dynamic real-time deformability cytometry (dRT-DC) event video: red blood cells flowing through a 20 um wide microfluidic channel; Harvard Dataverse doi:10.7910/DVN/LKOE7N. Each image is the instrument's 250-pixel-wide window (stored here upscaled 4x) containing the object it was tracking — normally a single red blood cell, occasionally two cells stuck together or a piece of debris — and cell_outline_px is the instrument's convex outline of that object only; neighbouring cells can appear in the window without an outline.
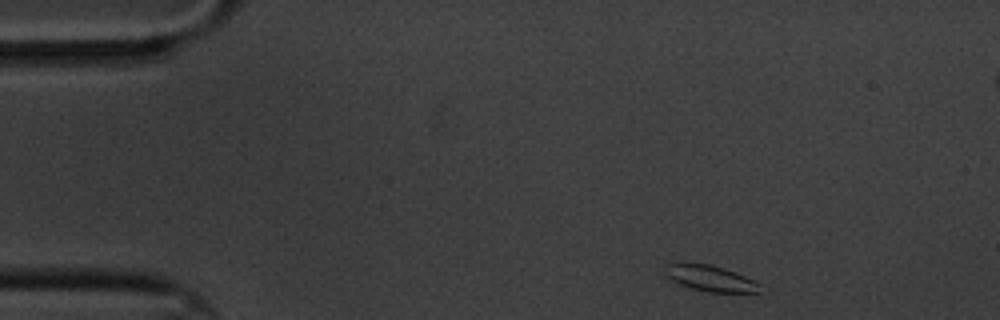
{"species": "common noctule bat (a hibernating species)", "species_latin": "Nyctalus noctula", "temperature_condition": "cold", "stored_images_in_passage": 54, "camera_frame_rate_fps": 3000, "um_per_image_px": 0.085, "animal": {"sex": "male", "body_mass_g": 20.1, "forearm_length_mm": 53.5}, "frame": {"image": 1, "passage_image": 1, "time_ms": 0.0, "image_size_px": [1000, 320], "cell_outline_px": [[760, 292], [708, 292], [692, 288], [680, 284], [672, 280], [668, 276], [664, 268], [668, 264], [680, 260], [684, 260], [708, 264], [724, 268], [736, 272], [760, 284]], "centroid_in_image_um": [60.32, 23.61], "position_along_channel_um": 24.7, "area_um2": 14.51}}
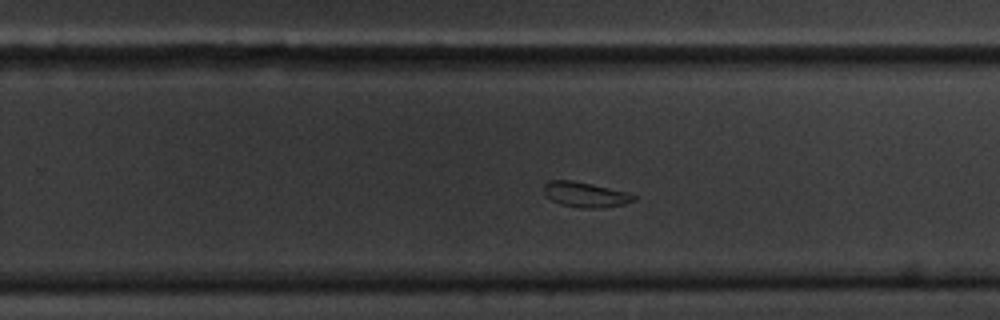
{"frame": {"image": 2, "passage_image": 31, "time_ms": 10.0, "image_size_px": [1000, 320], "cell_outline_px": [[636, 200], [624, 204], [600, 208], [580, 208], [560, 204], [544, 196], [544, 184], [548, 180], [572, 180], [628, 192], [636, 196]], "centroid_in_image_um": [49.73, 16.54], "position_along_channel_um": 280.1, "area_um2": 13.24}}
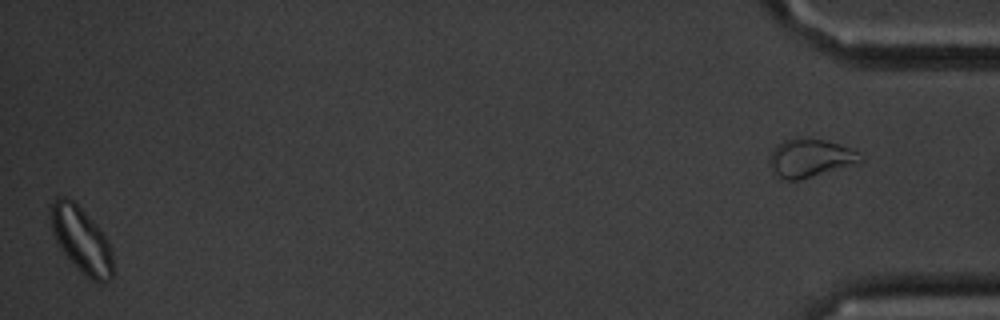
{"frame": {"image": 3, "passage_image": 53, "time_ms": 17.333, "image_size_px": [1000, 320], "cell_outline_px": [[112, 276], [108, 280], [100, 284], [84, 276], [80, 272], [60, 248], [52, 232], [48, 216], [48, 208], [56, 196], [64, 196], [72, 200], [96, 224], [108, 240], [112, 252]], "centroid_in_image_um": [6.87, 20.37], "position_along_channel_um": 428.3, "area_um2": 24.1}}